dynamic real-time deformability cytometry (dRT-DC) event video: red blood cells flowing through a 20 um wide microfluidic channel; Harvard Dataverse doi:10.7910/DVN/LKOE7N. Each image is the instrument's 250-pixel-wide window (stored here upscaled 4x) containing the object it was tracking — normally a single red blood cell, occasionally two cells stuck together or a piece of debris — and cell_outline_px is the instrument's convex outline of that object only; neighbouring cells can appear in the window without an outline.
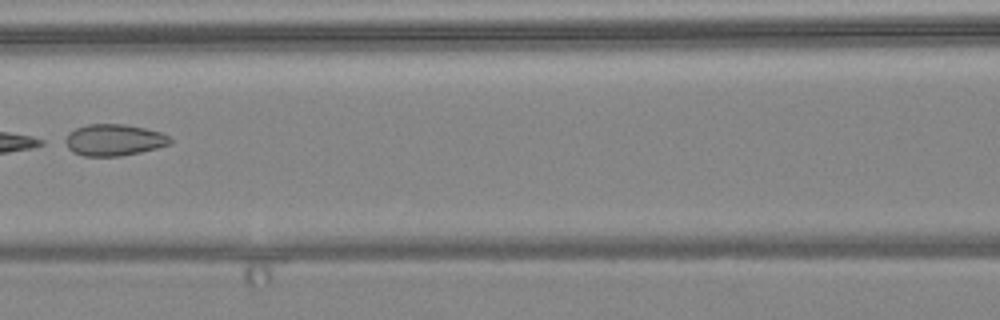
{"species": "common noctule bat (a hibernating species)", "species_latin": "Nyctalus noctula", "temperature_condition": "warm", "stored_images_in_passage": 5, "camera_frame_rate_fps": 3000, "um_per_image_px": 0.085, "animal": {"sex": "female", "body_mass_g": 24.6, "forearm_length_mm": 56.2}, "frame": {"image": 1, "passage_image": 4, "time_ms": 3.667, "image_size_px": [1000, 320], "cell_outline_px": [[172, 140], [168, 144], [156, 148], [140, 152], [120, 156], [84, 156], [72, 152], [60, 140], [68, 132], [76, 128], [88, 124], [124, 124], [144, 128], [160, 132], [168, 136]], "centroid_in_image_um": [9.59, 11.9], "position_along_channel_um": 157.0, "area_um2": 19.42}}
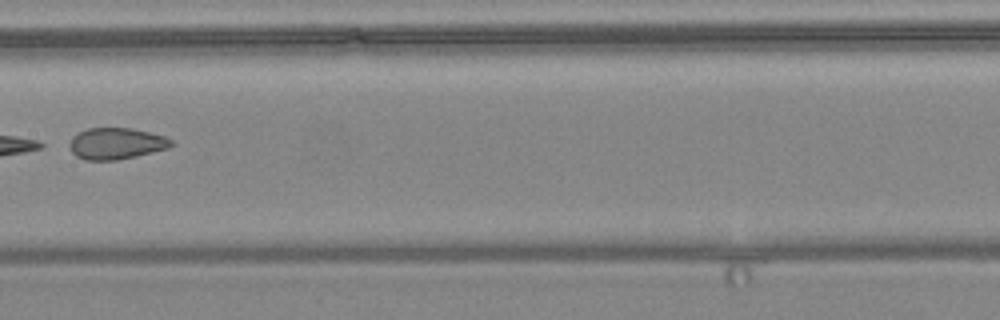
{"frame": {"image": 2, "passage_image": 5, "time_ms": 4.667, "image_size_px": [1000, 320], "cell_outline_px": [[176, 144], [168, 148], [136, 156], [116, 160], [84, 160], [76, 156], [72, 152], [68, 144], [72, 136], [88, 128], [132, 128], [164, 136], [172, 140]], "centroid_in_image_um": [9.87, 12.2], "position_along_channel_um": 197.5, "area_um2": 18.67}}